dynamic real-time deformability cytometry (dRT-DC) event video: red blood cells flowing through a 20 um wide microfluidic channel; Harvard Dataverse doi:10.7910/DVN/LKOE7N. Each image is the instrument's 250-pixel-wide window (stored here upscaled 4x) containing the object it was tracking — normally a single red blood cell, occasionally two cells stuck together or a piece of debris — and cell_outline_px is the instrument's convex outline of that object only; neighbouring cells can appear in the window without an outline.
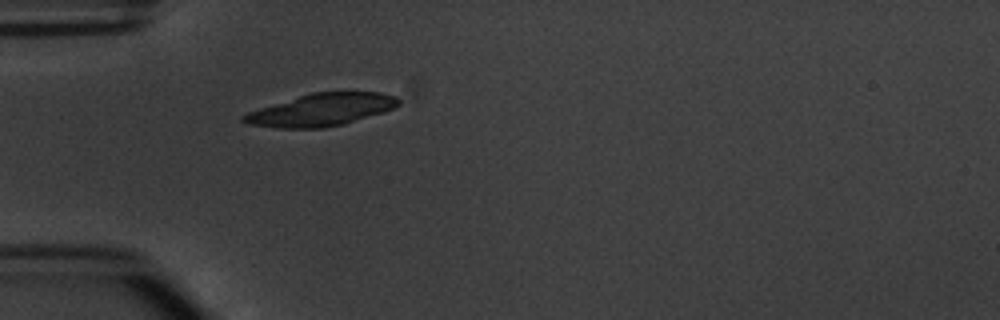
{"species": "common noctule bat (a hibernating species)", "species_latin": "Nyctalus noctula", "temperature_condition": "warm", "stored_images_in_passage": 1, "camera_frame_rate_fps": 3000, "um_per_image_px": 0.085, "animal": {"sex": "male", "body_mass_g": 20.1, "forearm_length_mm": 53.5}, "frame": {"image": 1, "passage_image": 1, "time_ms": 0.0, "image_size_px": [1000, 320], "cell_outline_px": [[400, 104], [384, 112], [344, 124], [324, 128], [276, 128], [248, 124], [240, 120], [240, 116], [248, 112], [260, 108], [312, 92], [380, 92], [396, 96], [400, 100]], "centroid_in_image_um": [27.31, 9.34], "position_along_channel_um": 57.7, "area_um2": 29.13}}